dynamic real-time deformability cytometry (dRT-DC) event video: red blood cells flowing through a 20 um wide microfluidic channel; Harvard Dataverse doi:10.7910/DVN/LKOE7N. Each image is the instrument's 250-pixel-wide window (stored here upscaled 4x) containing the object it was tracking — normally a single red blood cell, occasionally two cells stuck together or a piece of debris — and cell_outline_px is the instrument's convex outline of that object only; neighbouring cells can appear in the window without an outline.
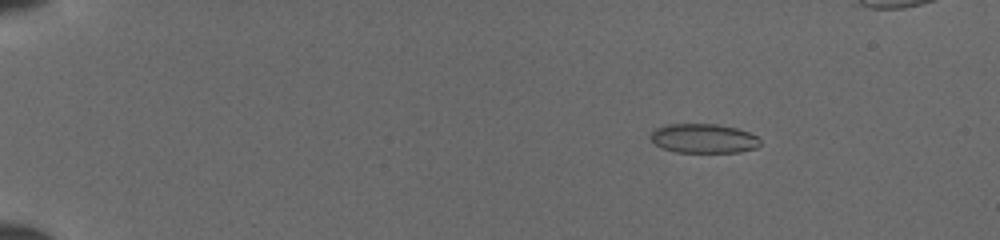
{"species": "common noctule bat (a hibernating species)", "species_latin": "Nyctalus noctula", "temperature_condition": "cold", "stored_images_in_passage": 49, "camera_frame_rate_fps": 3000, "um_per_image_px": 0.085, "animal": {"sex": "female", "body_mass_g": 19.5, "forearm_length_mm": 54.1}, "frame": {"image": 1, "passage_image": 9, "time_ms": 2.667, "image_size_px": [1000, 240], "cell_outline_px": [[760, 144], [756, 148], [740, 152], [676, 152], [660, 148], [652, 140], [652, 132], [656, 128], [668, 124], [716, 124], [736, 128], [748, 132], [756, 136], [760, 140]], "centroid_in_image_um": [59.81, 11.77], "position_along_channel_um": 25.2, "area_um2": 18.61}}
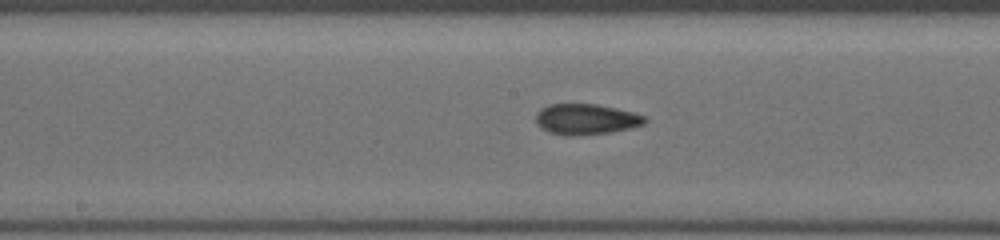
{"frame": {"image": 2, "passage_image": 29, "time_ms": 9.333, "image_size_px": [1000, 240], "cell_outline_px": [[648, 120], [644, 124], [612, 132], [572, 136], [564, 136], [548, 132], [536, 120], [536, 112], [540, 108], [548, 104], [596, 104], [616, 108], [632, 112], [644, 116]], "centroid_in_image_um": [49.8, 10.13], "position_along_channel_um": 198.4, "area_um2": 19.42}}
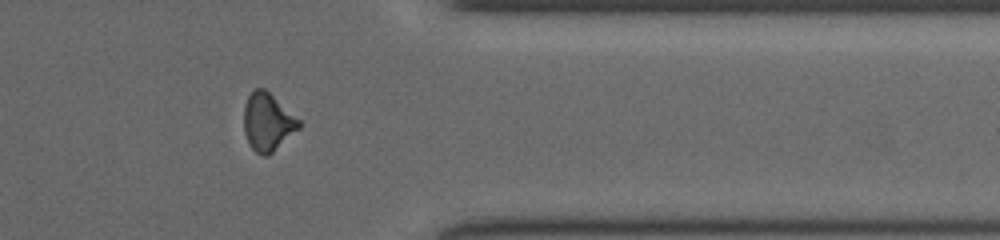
{"frame": {"image": 3, "passage_image": 43, "time_ms": 14.0, "image_size_px": [1000, 240], "cell_outline_px": [[300, 128], [268, 156], [264, 156], [256, 152], [252, 148], [244, 132], [244, 104], [248, 96], [256, 88], [264, 88], [300, 120]], "centroid_in_image_um": [22.74, 10.38], "position_along_channel_um": 388.7, "area_um2": 18.32}}